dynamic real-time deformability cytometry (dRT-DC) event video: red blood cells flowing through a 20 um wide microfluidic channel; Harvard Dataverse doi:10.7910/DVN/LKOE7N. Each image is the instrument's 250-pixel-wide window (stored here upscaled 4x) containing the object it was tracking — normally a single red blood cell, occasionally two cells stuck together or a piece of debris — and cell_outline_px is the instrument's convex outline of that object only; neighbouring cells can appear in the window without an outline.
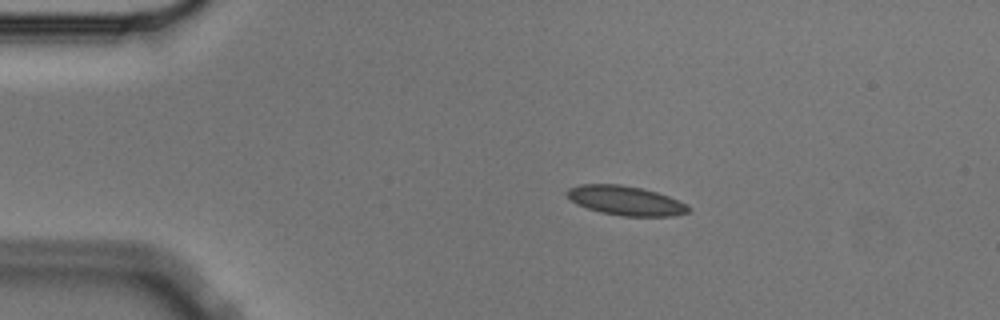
{"species": "Egyptian fruit bat (a non-hibernating species)", "species_latin": "Rousettus aegyptiacus", "temperature_condition": "cold", "stored_images_in_passage": 46, "camera_frame_rate_fps": 3000, "um_per_image_px": 0.085, "animal": {"sex": "male"}, "frame": {"image": 1, "passage_image": 1, "time_ms": 0.0, "image_size_px": [1000, 320], "cell_outline_px": [[688, 212], [672, 216], [620, 216], [600, 212], [576, 204], [564, 192], [568, 188], [580, 184], [620, 184], [644, 188], [668, 196], [684, 204], [688, 208]], "centroid_in_image_um": [53.11, 17.04], "position_along_channel_um": 31.9, "area_um2": 20.63}}
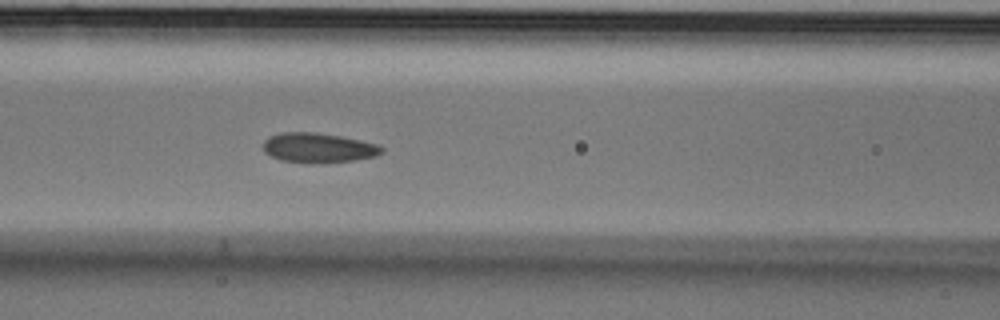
{"frame": {"image": 2, "passage_image": 14, "time_ms": 4.333, "image_size_px": [1000, 320], "cell_outline_px": [[384, 152], [376, 156], [356, 160], [312, 164], [280, 160], [264, 152], [264, 140], [268, 136], [280, 132], [316, 132], [340, 136], [380, 144], [384, 148]], "centroid_in_image_um": [27.07, 12.56], "position_along_channel_um": 139.5, "area_um2": 20.87}}
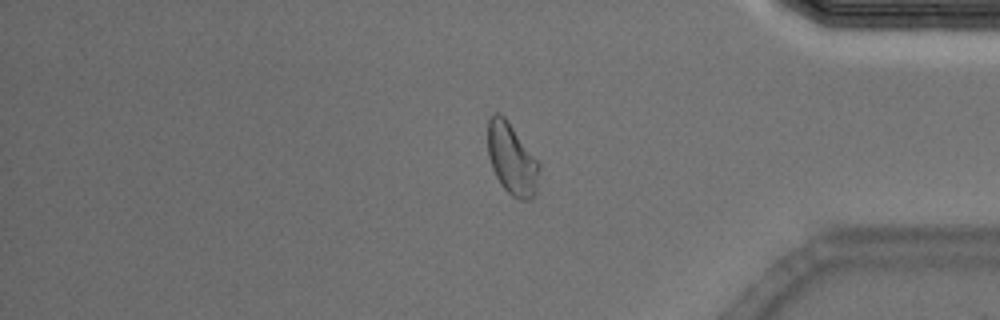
{"frame": {"image": 3, "passage_image": 37, "time_ms": 12.0, "image_size_px": [1000, 320], "cell_outline_px": [[540, 168], [536, 192], [532, 200], [520, 200], [512, 196], [500, 184], [492, 168], [488, 156], [488, 120], [496, 112], [504, 116], [508, 120], [540, 160]], "centroid_in_image_um": [43.54, 13.52], "position_along_channel_um": 391.7, "area_um2": 21.91}, "authors_computed_cell_mechanics": {"area_um2": 20.7213, "velocity_mm_per_s": 3.5728, "shape_relaxation_time_tau1_ms": null, "shape_relaxation_time_tau2_ms": 2.2748, "deformation_change_tau1": null, "deformation_change_tau2": 0.0703}}